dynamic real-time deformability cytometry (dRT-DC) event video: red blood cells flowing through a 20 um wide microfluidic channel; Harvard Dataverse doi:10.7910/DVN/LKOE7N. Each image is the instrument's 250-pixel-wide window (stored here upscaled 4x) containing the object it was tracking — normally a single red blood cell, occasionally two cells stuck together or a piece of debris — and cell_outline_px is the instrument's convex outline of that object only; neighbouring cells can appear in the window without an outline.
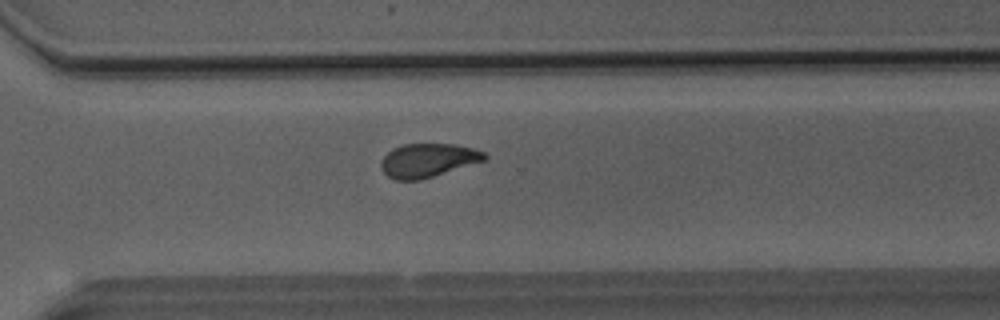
{"species": "Egyptian fruit bat (a non-hibernating species)", "species_latin": "Rousettus aegyptiacus", "temperature_condition": "room temperature", "stored_images_in_passage": 39, "camera_frame_rate_fps": 3000, "um_per_image_px": 0.085, "animal": {"sex": "male"}, "frame": {"image": 1, "passage_image": 25, "time_ms": 8.0, "image_size_px": [1000, 320], "cell_outline_px": [[488, 156], [484, 160], [420, 180], [396, 180], [388, 176], [380, 168], [380, 160], [392, 148], [404, 144], [456, 144], [472, 148], [484, 152]], "centroid_in_image_um": [36.33, 13.62], "position_along_channel_um": 334.3, "area_um2": 20.17}}
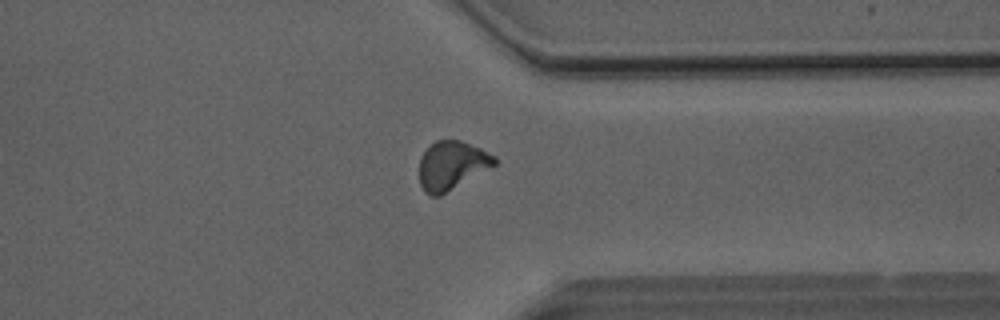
{"frame": {"image": 2, "passage_image": 28, "time_ms": 9.0, "image_size_px": [1000, 320], "cell_outline_px": [[496, 164], [440, 196], [432, 196], [424, 192], [420, 184], [420, 156], [436, 140], [460, 140], [480, 148], [496, 156]], "centroid_in_image_um": [38.39, 14.06], "position_along_channel_um": 373.0, "area_um2": 21.04}}
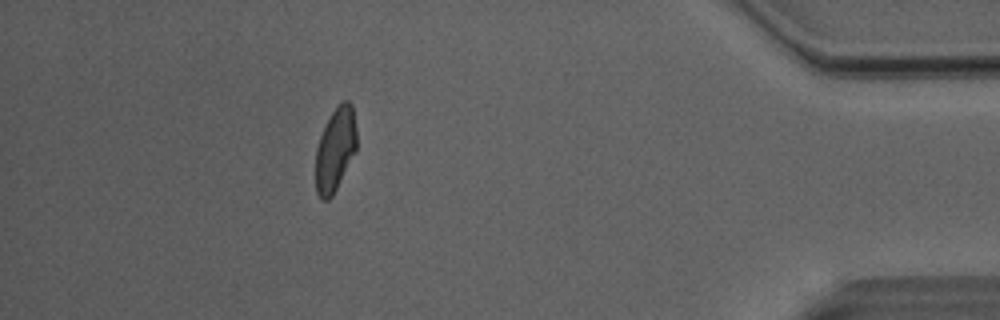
{"frame": {"image": 3, "passage_image": 34, "time_ms": 11.0, "image_size_px": [1000, 320], "cell_outline_px": [[356, 152], [332, 196], [328, 200], [320, 200], [316, 192], [316, 148], [320, 136], [332, 112], [340, 100], [348, 100], [352, 104], [356, 128]], "centroid_in_image_um": [28.51, 12.7], "position_along_channel_um": 406.7, "area_um2": 20.06}, "authors_computed_cell_mechanics": {"area_um2": 20.9236, "velocity_mm_per_s": 4.072, "shape_relaxation_time_tau1_ms": 11.3895, "shape_relaxation_time_tau2_ms": 1.8936, "deformation_change_tau1": 0.2345, "deformation_change_tau2": 0.0777}}